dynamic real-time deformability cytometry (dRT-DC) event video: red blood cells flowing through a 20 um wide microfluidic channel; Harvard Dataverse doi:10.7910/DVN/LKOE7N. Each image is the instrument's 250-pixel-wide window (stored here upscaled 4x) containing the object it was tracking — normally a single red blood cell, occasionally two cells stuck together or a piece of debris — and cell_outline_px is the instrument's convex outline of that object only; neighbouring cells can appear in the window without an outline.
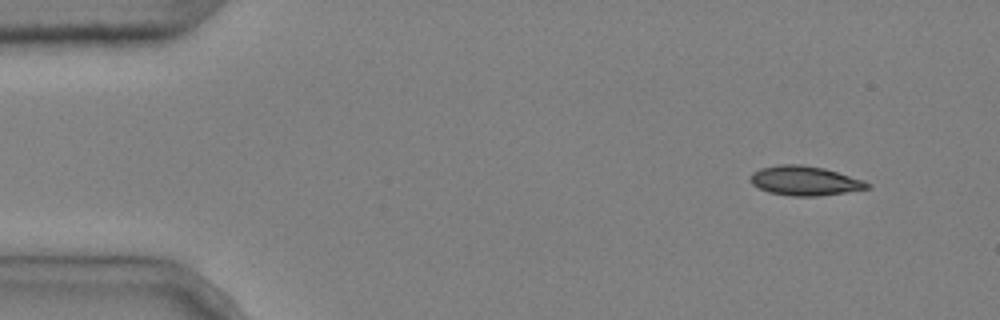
{"species": "common noctule bat (a hibernating species)", "species_latin": "Nyctalus noctula", "temperature_condition": "cold", "stored_images_in_passage": 4, "camera_frame_rate_fps": 3000, "um_per_image_px": 0.085, "animal": {"sex": "male", "body_mass_g": 20.4}, "frame": {"image": 1, "passage_image": 1, "time_ms": 0.0, "image_size_px": [1000, 320], "cell_outline_px": [[872, 188], [820, 196], [792, 196], [768, 192], [752, 184], [748, 180], [752, 172], [760, 168], [780, 164], [800, 164], [824, 168], [864, 180], [872, 184]], "centroid_in_image_um": [68.41, 15.36], "position_along_channel_um": 16.6, "area_um2": 20.23}}
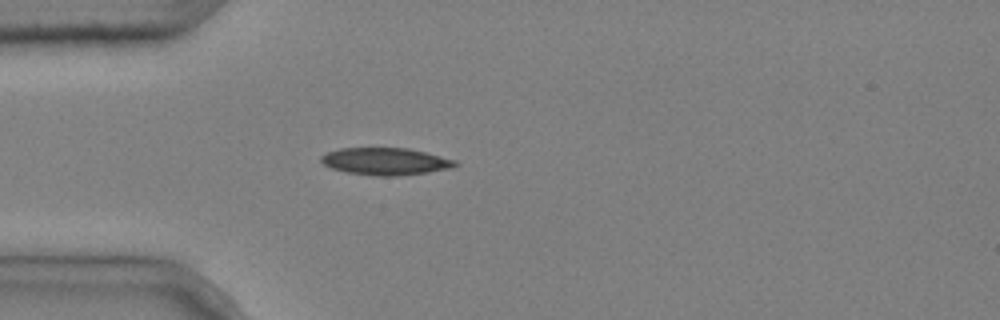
{"frame": {"image": 2, "passage_image": 4, "time_ms": 1.0, "image_size_px": [1000, 320], "cell_outline_px": [[460, 164], [448, 168], [428, 172], [400, 176], [376, 176], [348, 172], [332, 168], [324, 164], [320, 160], [320, 156], [328, 152], [340, 148], [408, 148], [456, 160]], "centroid_in_image_um": [32.76, 13.72], "position_along_channel_um": 52.2, "area_um2": 21.1}}